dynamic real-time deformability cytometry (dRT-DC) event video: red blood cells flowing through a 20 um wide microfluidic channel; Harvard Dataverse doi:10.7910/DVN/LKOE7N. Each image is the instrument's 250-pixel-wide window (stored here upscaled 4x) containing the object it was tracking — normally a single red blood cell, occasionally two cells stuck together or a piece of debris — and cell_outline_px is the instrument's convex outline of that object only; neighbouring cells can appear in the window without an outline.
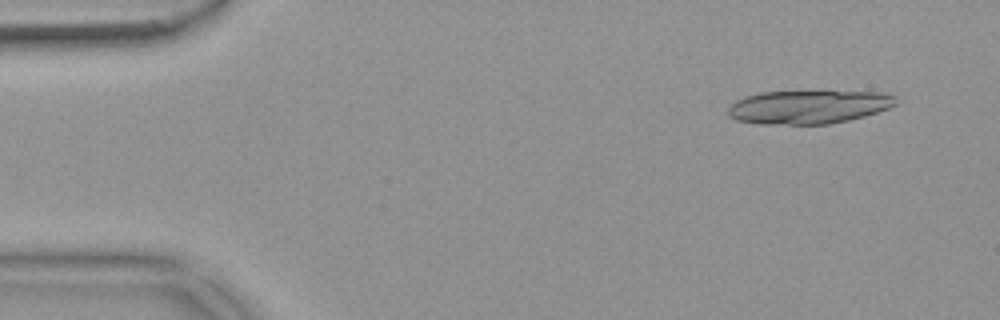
{"species": "common noctule bat (a hibernating species)", "species_latin": "Nyctalus noctula", "temperature_condition": "warm", "stored_images_in_passage": 9, "camera_frame_rate_fps": 3000, "um_per_image_px": 0.085, "animal": {"sex": "female", "body_mass_g": 18.4}, "frame": {"image": 1, "passage_image": 1, "time_ms": 0.0, "image_size_px": [1000, 320], "cell_outline_px": [[896, 104], [888, 108], [864, 116], [848, 120], [828, 124], [760, 124], [736, 120], [728, 116], [728, 108], [736, 100], [744, 96], [760, 92], [884, 92], [896, 96]], "centroid_in_image_um": [68.69, 9.09], "position_along_channel_um": 16.3, "area_um2": 32.6}}